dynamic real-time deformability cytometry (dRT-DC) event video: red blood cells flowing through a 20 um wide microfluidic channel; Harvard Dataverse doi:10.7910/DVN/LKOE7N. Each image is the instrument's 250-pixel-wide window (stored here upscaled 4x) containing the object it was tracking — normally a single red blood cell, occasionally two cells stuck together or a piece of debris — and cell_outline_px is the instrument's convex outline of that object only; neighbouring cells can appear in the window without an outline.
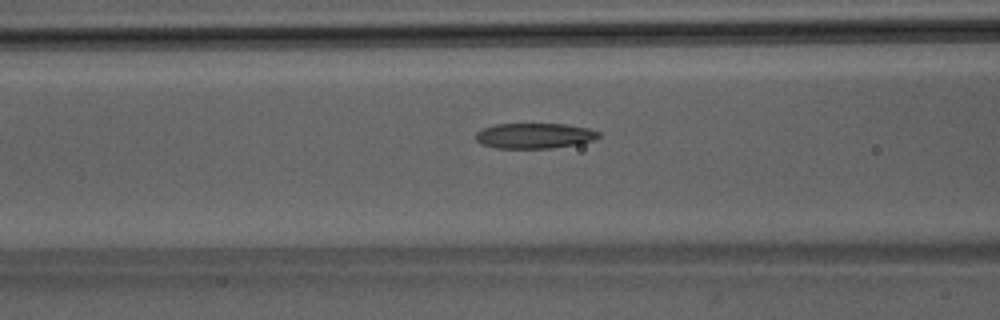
{"species": "Egyptian fruit bat (a non-hibernating species)", "species_latin": "Rousettus aegyptiacus", "temperature_condition": "room temperature", "stored_images_in_passage": 41, "camera_frame_rate_fps": 3000, "um_per_image_px": 0.085, "animal": {"sex": "male"}, "frame": {"image": 1, "passage_image": 11, "time_ms": 3.333, "image_size_px": [1000, 320], "cell_outline_px": [[600, 136], [592, 140], [576, 144], [552, 148], [496, 148], [480, 144], [476, 140], [476, 132], [484, 128], [496, 124], [568, 124], [588, 128], [600, 132]], "centroid_in_image_um": [45.42, 11.54], "position_along_channel_um": 121.2, "area_um2": 18.15}}
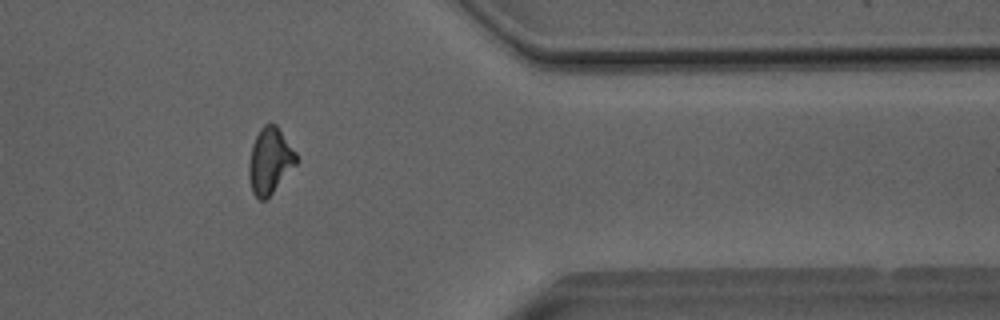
{"frame": {"image": 2, "passage_image": 32, "time_ms": 10.333, "image_size_px": [1000, 320], "cell_outline_px": [[300, 160], [268, 200], [260, 200], [252, 192], [248, 176], [248, 164], [252, 144], [260, 128], [264, 124], [276, 124], [296, 152]], "centroid_in_image_um": [22.95, 13.7], "position_along_channel_um": 388.4, "area_um2": 18.67}}
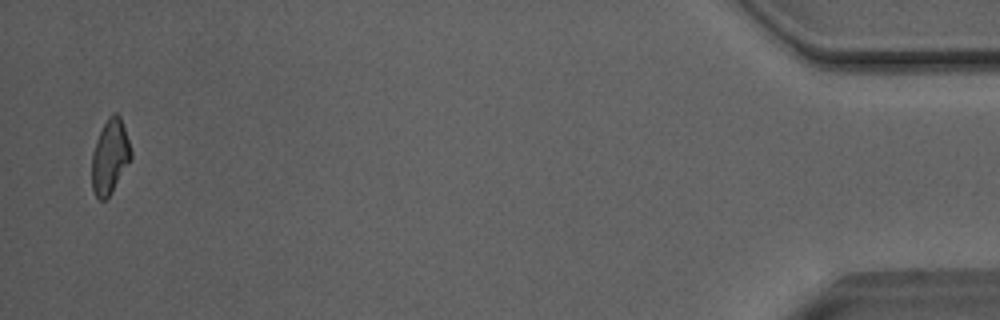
{"frame": {"image": 3, "passage_image": 40, "time_ms": 13.0, "image_size_px": [1000, 320], "cell_outline_px": [[132, 156], [108, 196], [104, 200], [100, 200], [96, 196], [92, 188], [92, 152], [96, 140], [108, 116], [112, 112], [116, 112], [120, 116], [132, 152]], "centroid_in_image_um": [9.32, 13.27], "position_along_channel_um": 425.9, "area_um2": 16.53}, "authors_computed_cell_mechanics": {"area_um2": 18.0336, "velocity_mm_per_s": 4.057, "shape_relaxation_time_tau1_ms": 10.1249, "shape_relaxation_time_tau2_ms": 2.8406, "deformation_change_tau1": 0.2443, "deformation_change_tau2": 0.1031}}